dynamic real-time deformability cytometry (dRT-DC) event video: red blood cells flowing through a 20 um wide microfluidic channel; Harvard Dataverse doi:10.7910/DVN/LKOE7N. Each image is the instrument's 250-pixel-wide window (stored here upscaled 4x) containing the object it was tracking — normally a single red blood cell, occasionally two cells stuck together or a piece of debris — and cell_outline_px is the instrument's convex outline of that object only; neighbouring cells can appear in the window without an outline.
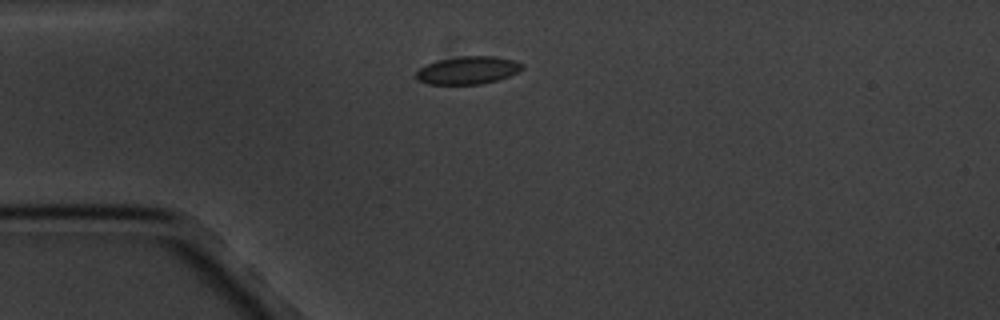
{"species": "common noctule bat (a hibernating species)", "species_latin": "Nyctalus noctula", "temperature_condition": "cold", "stored_images_in_passage": 9, "camera_frame_rate_fps": 3000, "um_per_image_px": 0.085, "animal": {"sex": "male", "body_mass_g": 20.1, "forearm_length_mm": 53.5}, "frame": {"image": 1, "passage_image": 1, "time_ms": 0.0, "image_size_px": [1000, 320], "cell_outline_px": [[524, 68], [508, 76], [496, 80], [480, 84], [428, 84], [416, 80], [416, 72], [420, 68], [436, 60], [460, 56], [496, 56], [512, 60], [524, 64]], "centroid_in_image_um": [39.74, 5.97], "position_along_channel_um": 45.3, "area_um2": 17.11}}
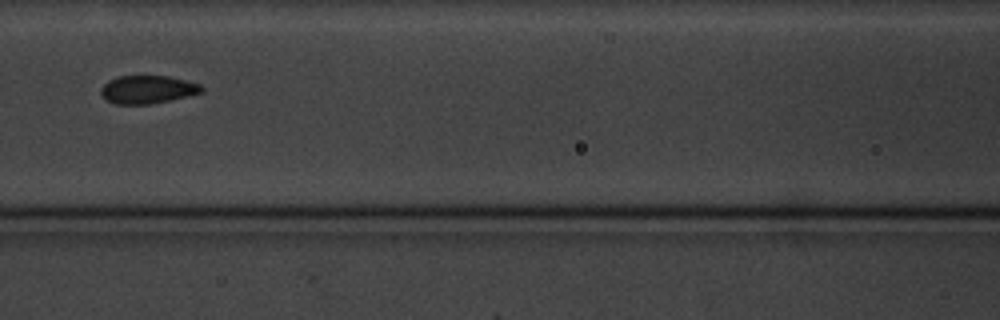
{"frame": {"image": 2, "passage_image": 4, "time_ms": 3.667, "image_size_px": [1000, 320], "cell_outline_px": [[204, 92], [168, 100], [148, 104], [112, 104], [104, 100], [100, 96], [100, 88], [108, 80], [116, 76], [168, 76], [200, 84], [204, 88]], "centroid_in_image_um": [12.47, 7.61], "position_along_channel_um": 154.1, "area_um2": 16.59}}
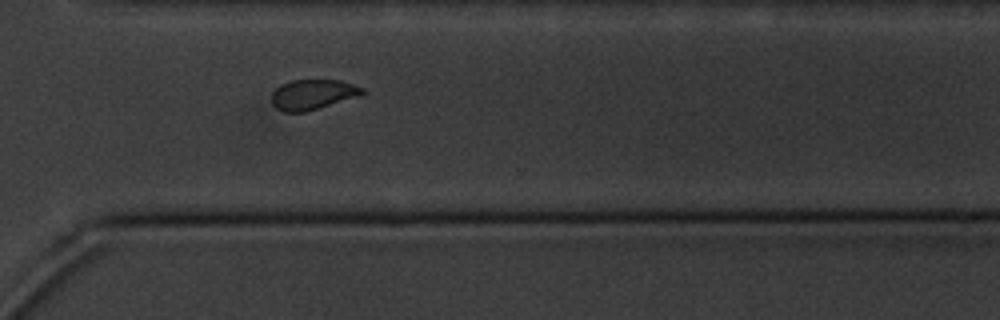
{"frame": {"image": 3, "passage_image": 9, "time_ms": 9.333, "image_size_px": [1000, 320], "cell_outline_px": [[364, 92], [304, 112], [284, 112], [276, 108], [272, 104], [272, 92], [280, 84], [292, 80], [340, 80], [364, 88]], "centroid_in_image_um": [26.47, 8.01], "position_along_channel_um": 344.1, "area_um2": 15.32}}